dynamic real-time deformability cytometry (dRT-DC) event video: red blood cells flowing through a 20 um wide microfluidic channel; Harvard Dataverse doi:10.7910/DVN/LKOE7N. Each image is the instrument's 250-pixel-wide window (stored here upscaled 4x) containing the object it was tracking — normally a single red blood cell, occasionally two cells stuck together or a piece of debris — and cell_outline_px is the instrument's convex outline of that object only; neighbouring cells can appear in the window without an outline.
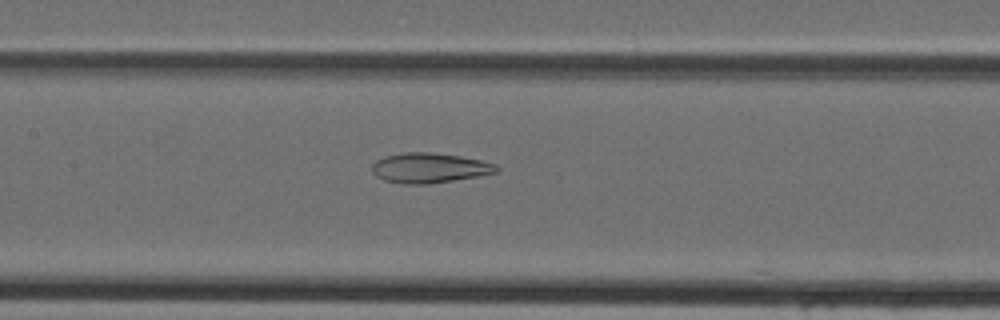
{"species": "Egyptian fruit bat (a non-hibernating species)", "species_latin": "Rousettus aegyptiacus", "temperature_condition": "cold", "stored_images_in_passage": 42, "camera_frame_rate_fps": 3000, "um_per_image_px": 0.085, "animal": {"sex": "female"}, "frame": {"image": 1, "passage_image": 21, "time_ms": 6.667, "image_size_px": [1000, 320], "cell_outline_px": [[500, 168], [496, 172], [480, 176], [428, 184], [404, 184], [384, 180], [376, 176], [372, 172], [372, 164], [376, 160], [388, 156], [404, 152], [428, 152], [460, 156], [480, 160], [496, 164]], "centroid_in_image_um": [36.51, 14.28], "position_along_channel_um": 170.9, "area_um2": 21.68}}
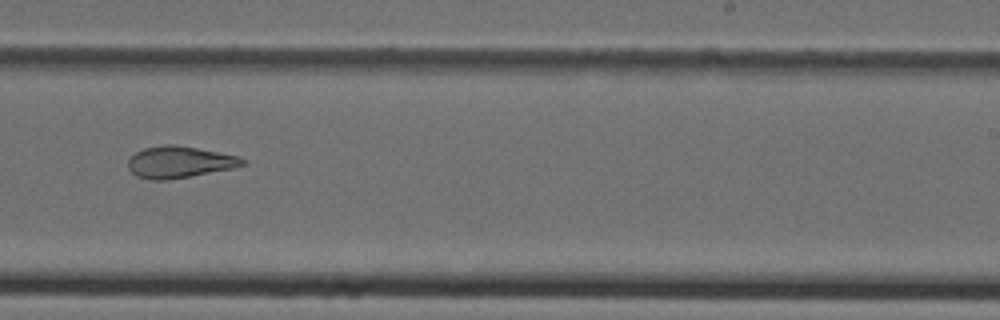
{"frame": {"image": 2, "passage_image": 28, "time_ms": 9.0, "image_size_px": [1000, 320], "cell_outline_px": [[244, 164], [232, 168], [188, 176], [164, 180], [152, 180], [136, 176], [128, 168], [128, 160], [136, 152], [144, 148], [164, 144], [176, 144], [240, 156], [244, 160]], "centroid_in_image_um": [15.22, 13.76], "position_along_channel_um": 273.8, "area_um2": 20.87}}
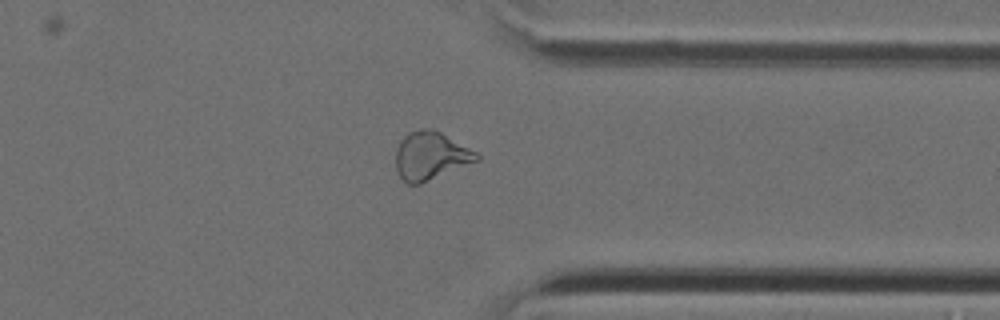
{"frame": {"image": 3, "passage_image": 35, "time_ms": 11.333, "image_size_px": [1000, 320], "cell_outline_px": [[480, 160], [420, 184], [408, 184], [400, 176], [396, 168], [396, 148], [400, 140], [408, 132], [420, 128], [432, 128], [440, 132], [476, 152], [480, 156]], "centroid_in_image_um": [36.58, 13.24], "position_along_channel_um": 374.8, "area_um2": 22.6}}